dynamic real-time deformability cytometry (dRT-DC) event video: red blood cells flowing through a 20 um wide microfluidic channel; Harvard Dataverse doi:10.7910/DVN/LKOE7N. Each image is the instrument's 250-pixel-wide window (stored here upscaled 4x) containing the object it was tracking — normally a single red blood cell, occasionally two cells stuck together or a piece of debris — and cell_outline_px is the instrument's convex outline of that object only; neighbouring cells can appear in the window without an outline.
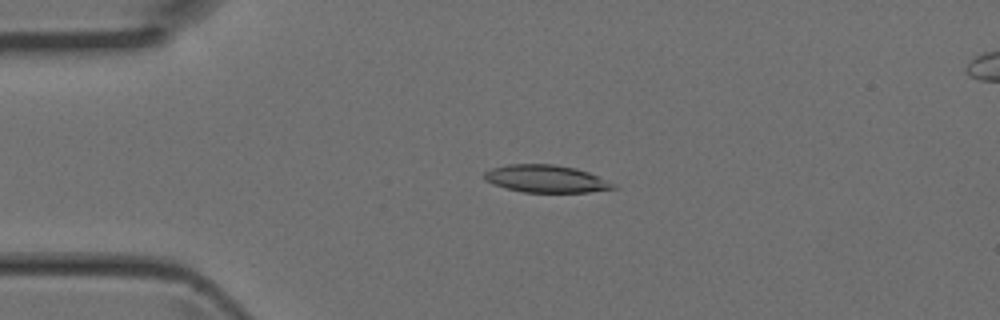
{"species": "Egyptian fruit bat (a non-hibernating species)", "species_latin": "Rousettus aegyptiacus", "temperature_condition": "room temperature", "stored_images_in_passage": 42, "camera_frame_rate_fps": 3000, "um_per_image_px": 0.085, "animal": {"sex": "female"}, "frame": {"image": 1, "passage_image": 10, "time_ms": 3.0, "image_size_px": [1000, 320], "cell_outline_px": [[620, 188], [588, 192], [524, 192], [504, 188], [492, 184], [484, 180], [480, 176], [484, 172], [492, 168], [508, 164], [552, 164], [576, 168], [588, 172], [616, 184]], "centroid_in_image_um": [46.38, 15.2], "position_along_channel_um": 38.6, "area_um2": 20.87}}
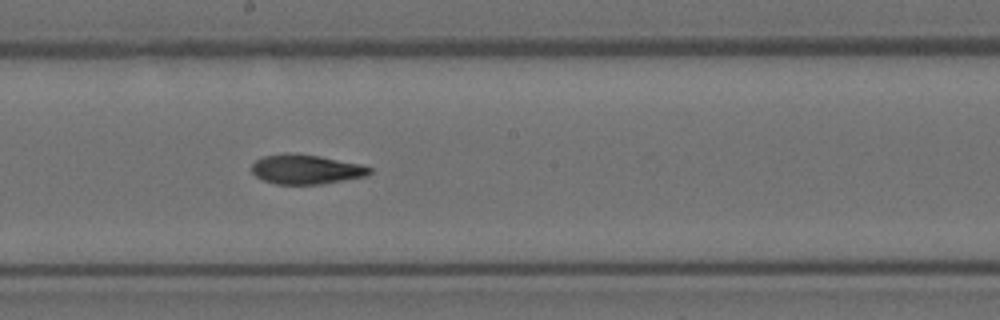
{"frame": {"image": 2, "passage_image": 24, "time_ms": 7.667, "image_size_px": [1000, 320], "cell_outline_px": [[372, 172], [368, 176], [320, 184], [276, 184], [264, 180], [256, 176], [252, 172], [252, 164], [256, 160], [264, 156], [284, 152], [292, 152], [320, 156], [360, 164], [372, 168]], "centroid_in_image_um": [26.02, 14.38], "position_along_channel_um": 222.2, "area_um2": 20.4}}
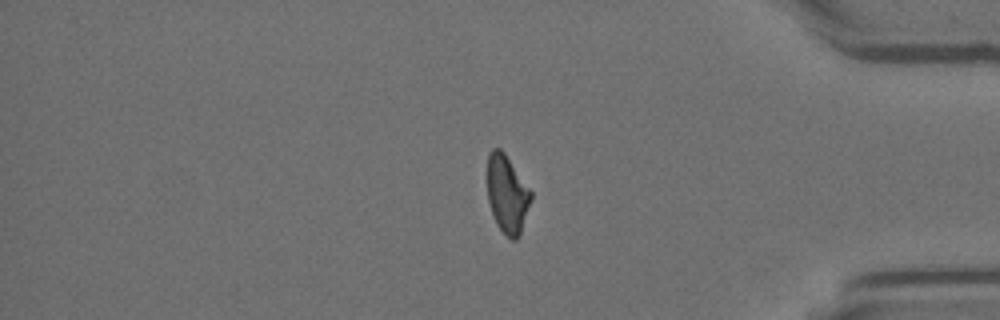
{"frame": {"image": 3, "passage_image": 37, "time_ms": 12.0, "image_size_px": [1000, 320], "cell_outline_px": [[532, 196], [520, 236], [516, 240], [512, 240], [496, 224], [488, 200], [488, 156], [492, 148], [500, 148], [504, 152], [532, 192]], "centroid_in_image_um": [43.11, 16.51], "position_along_channel_um": 392.1, "area_um2": 19.54}}